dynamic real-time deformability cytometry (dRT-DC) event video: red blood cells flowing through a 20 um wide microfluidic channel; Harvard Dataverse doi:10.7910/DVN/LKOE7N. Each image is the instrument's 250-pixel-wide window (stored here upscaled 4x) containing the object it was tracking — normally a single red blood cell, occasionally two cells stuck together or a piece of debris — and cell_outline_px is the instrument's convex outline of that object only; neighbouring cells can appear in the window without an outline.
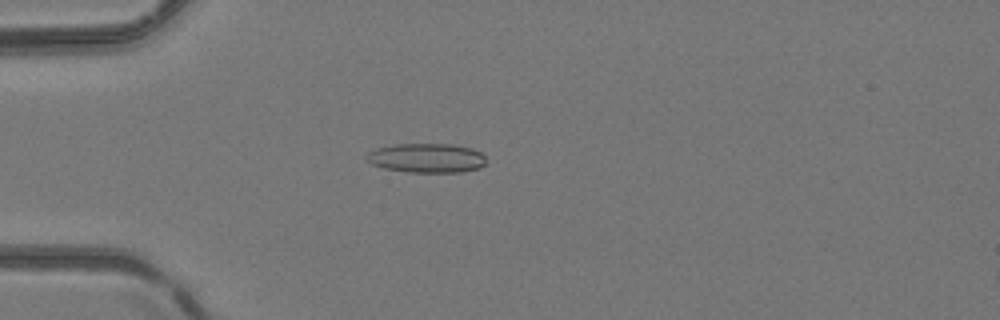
{"species": "common noctule bat (a hibernating species)", "species_latin": "Nyctalus noctula", "temperature_condition": "room temperature", "stored_images_in_passage": 48, "camera_frame_rate_fps": 3000, "um_per_image_px": 0.085, "animal": {"sex": "female", "body_mass_g": 24.6, "forearm_length_mm": 56.2}, "frame": {"image": 1, "passage_image": 14, "time_ms": 4.333, "image_size_px": [1000, 320], "cell_outline_px": [[484, 164], [480, 168], [460, 172], [408, 172], [384, 168], [372, 164], [364, 156], [368, 152], [376, 148], [396, 144], [452, 144], [472, 148], [480, 152], [484, 156]], "centroid_in_image_um": [36.25, 13.43], "position_along_channel_um": 48.8, "area_um2": 20.4}}
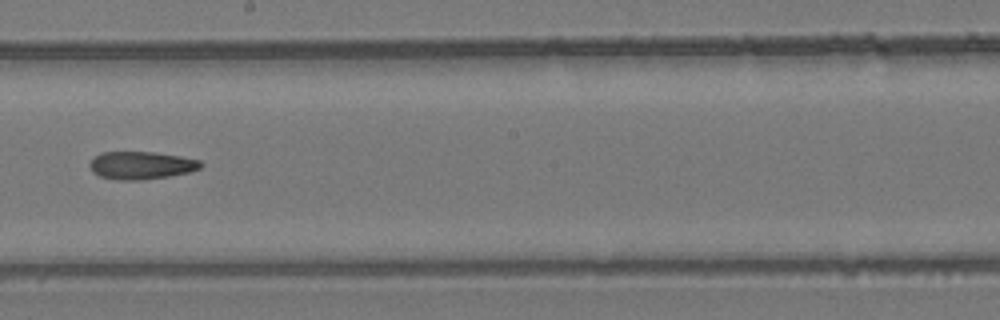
{"frame": {"image": 2, "passage_image": 28, "time_ms": 9.0, "image_size_px": [1000, 320], "cell_outline_px": [[204, 164], [200, 168], [188, 172], [168, 176], [140, 180], [120, 180], [100, 176], [92, 172], [88, 164], [100, 152], [152, 152], [180, 156], [200, 160]], "centroid_in_image_um": [11.99, 14.05], "position_along_channel_um": 236.2, "area_um2": 17.86}}
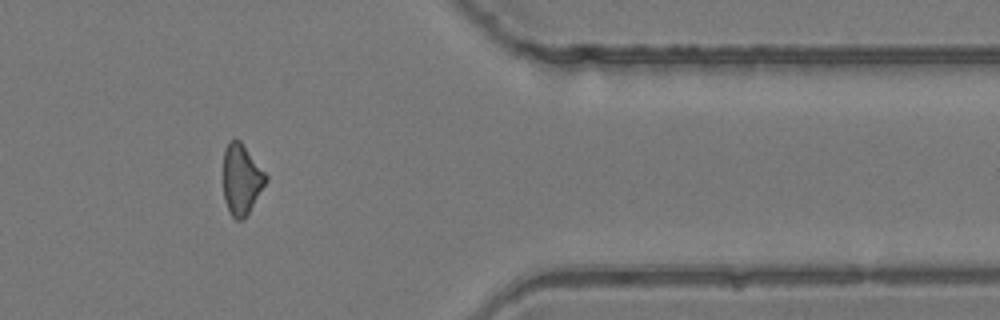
{"frame": {"image": 3, "passage_image": 40, "time_ms": 13.0, "image_size_px": [1000, 320], "cell_outline_px": [[268, 180], [244, 220], [236, 220], [232, 216], [224, 200], [224, 148], [228, 140], [240, 140], [268, 176]], "centroid_in_image_um": [20.53, 15.24], "position_along_channel_um": 390.9, "area_um2": 17.46}}